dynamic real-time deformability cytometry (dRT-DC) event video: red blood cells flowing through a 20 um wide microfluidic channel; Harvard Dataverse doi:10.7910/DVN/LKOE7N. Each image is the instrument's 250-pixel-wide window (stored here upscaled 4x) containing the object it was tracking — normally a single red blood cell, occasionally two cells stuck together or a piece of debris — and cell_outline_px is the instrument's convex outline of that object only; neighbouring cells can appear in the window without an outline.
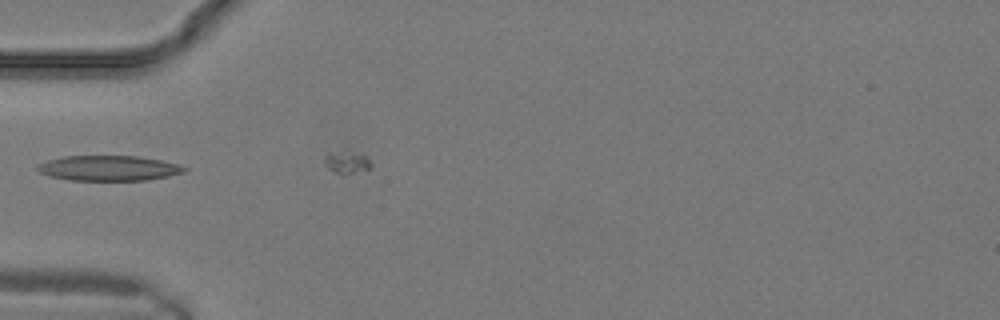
{"species": "common noctule bat (a hibernating species)", "species_latin": "Nyctalus noctula", "temperature_condition": "warm", "stored_images_in_passage": 4, "camera_frame_rate_fps": 3000, "um_per_image_px": 0.085, "animal": {"sex": "male", "body_mass_g": 19.2, "forearm_length_mm": 51.8}, "frame": {"image": 1, "passage_image": 1, "time_ms": 0.0, "image_size_px": [1000, 320], "cell_outline_px": [[188, 168], [184, 172], [168, 176], [148, 180], [68, 180], [48, 176], [40, 172], [36, 168], [36, 164], [48, 160], [64, 156], [136, 156], [160, 160], [176, 164]], "centroid_in_image_um": [9.19, 14.29], "position_along_channel_um": 75.8, "area_um2": 21.5}}